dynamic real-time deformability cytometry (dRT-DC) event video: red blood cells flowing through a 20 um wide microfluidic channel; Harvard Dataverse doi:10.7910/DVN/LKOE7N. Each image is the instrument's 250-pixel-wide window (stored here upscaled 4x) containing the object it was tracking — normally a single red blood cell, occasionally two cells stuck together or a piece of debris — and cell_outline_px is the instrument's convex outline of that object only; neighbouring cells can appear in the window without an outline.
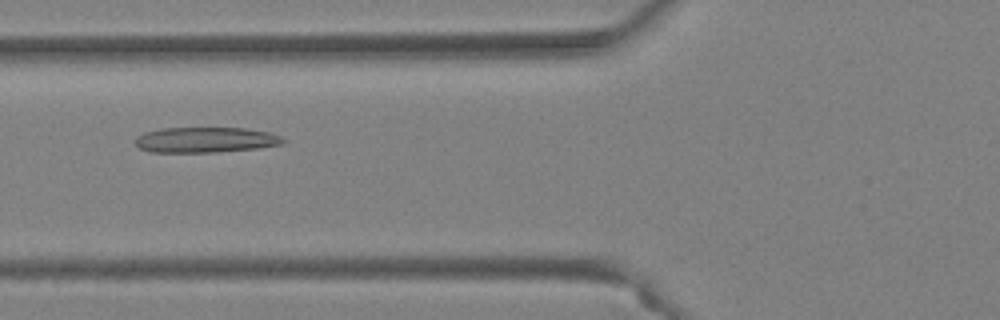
{"species": "Egyptian fruit bat (a non-hibernating species)", "species_latin": "Rousettus aegyptiacus", "temperature_condition": "warm", "stored_images_in_passage": 27, "camera_frame_rate_fps": 3000, "um_per_image_px": 0.085, "animal": {"sex": "female"}, "frame": {"image": 1, "passage_image": 4, "time_ms": 1.0, "image_size_px": [1000, 320], "cell_outline_px": [[288, 140], [284, 144], [256, 148], [216, 152], [148, 152], [140, 148], [136, 144], [136, 136], [144, 132], [160, 128], [244, 128], [268, 132], [280, 136]], "centroid_in_image_um": [17.47, 11.89], "position_along_channel_um": 108.3, "area_um2": 21.96}}
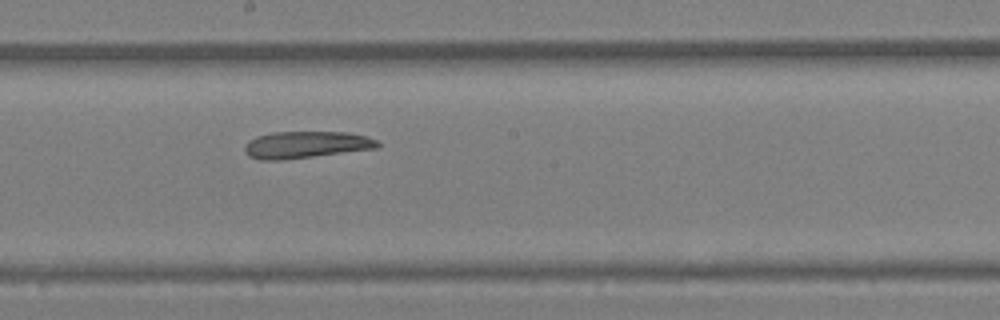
{"frame": {"image": 2, "passage_image": 12, "time_ms": 3.667, "image_size_px": [1000, 320], "cell_outline_px": [[380, 144], [376, 148], [284, 160], [260, 160], [248, 156], [244, 152], [244, 144], [248, 140], [256, 136], [272, 132], [348, 132], [368, 136], [376, 140]], "centroid_in_image_um": [25.95, 12.3], "position_along_channel_um": 222.2, "area_um2": 20.98}}
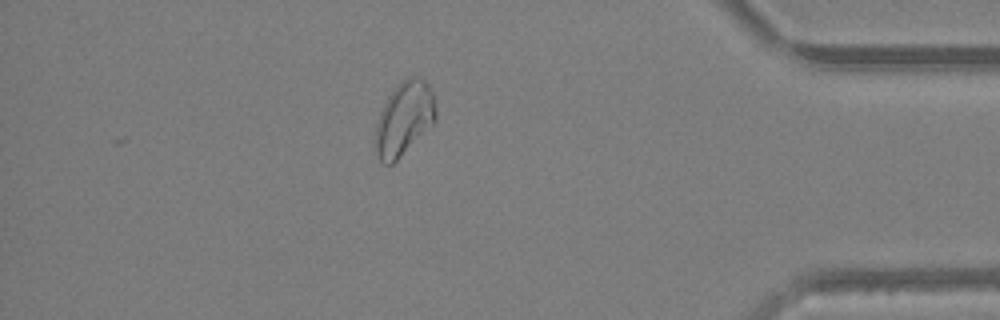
{"frame": {"image": 3, "passage_image": 27, "time_ms": 8.667, "image_size_px": [1000, 320], "cell_outline_px": [[436, 120], [392, 164], [384, 164], [380, 160], [372, 148], [372, 140], [376, 124], [380, 112], [388, 96], [396, 84], [408, 76], [420, 76], [428, 84], [432, 92], [436, 108]], "centroid_in_image_um": [34.3, 10.07], "position_along_channel_um": 400.9, "area_um2": 26.18}}